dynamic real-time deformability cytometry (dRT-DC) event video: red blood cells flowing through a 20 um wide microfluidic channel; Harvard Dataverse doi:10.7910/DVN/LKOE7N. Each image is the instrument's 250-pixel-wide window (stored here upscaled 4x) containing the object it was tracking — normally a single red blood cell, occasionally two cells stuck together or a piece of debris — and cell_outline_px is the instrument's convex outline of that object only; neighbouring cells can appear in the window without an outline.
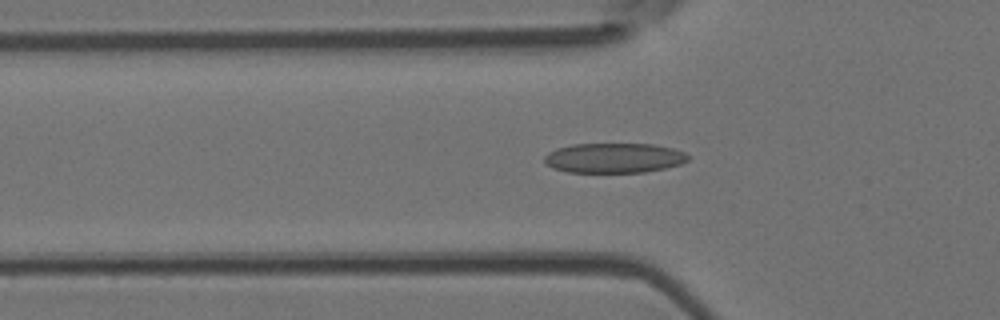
{"species": "Egyptian fruit bat (a non-hibernating species)", "species_latin": "Rousettus aegyptiacus", "temperature_condition": "room temperature", "stored_images_in_passage": 44, "camera_frame_rate_fps": 3000, "um_per_image_px": 0.085, "animal": {"sex": "female"}, "frame": {"image": 1, "passage_image": 15, "time_ms": 4.667, "image_size_px": [1000, 320], "cell_outline_px": [[688, 160], [680, 164], [664, 168], [644, 172], [568, 172], [552, 168], [544, 164], [544, 156], [548, 152], [556, 148], [572, 144], [652, 144], [672, 148], [684, 152], [688, 156]], "centroid_in_image_um": [52.14, 13.42], "position_along_channel_um": 73.7, "area_um2": 25.03}}
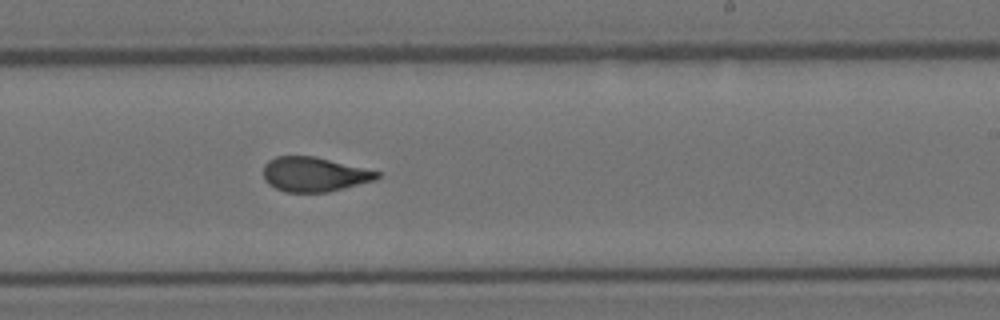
{"frame": {"image": 2, "passage_image": 29, "time_ms": 9.333, "image_size_px": [1000, 320], "cell_outline_px": [[380, 176], [376, 180], [328, 192], [284, 192], [268, 184], [264, 180], [264, 164], [268, 160], [276, 156], [316, 156], [380, 172]], "centroid_in_image_um": [26.69, 14.82], "position_along_channel_um": 262.3, "area_um2": 22.95}}
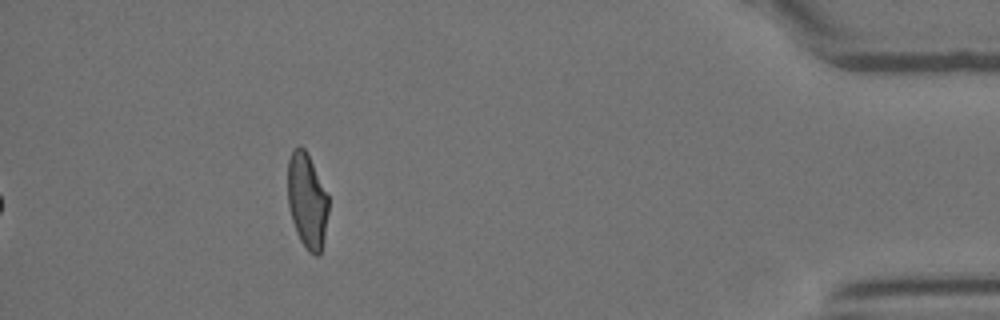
{"frame": {"image": 3, "passage_image": 44, "time_ms": 14.333, "image_size_px": [1000, 320], "cell_outline_px": [[328, 212], [324, 240], [320, 256], [316, 256], [308, 252], [300, 240], [296, 232], [292, 220], [288, 204], [288, 160], [292, 148], [300, 144], [304, 148], [328, 196]], "centroid_in_image_um": [26.09, 17.09], "position_along_channel_um": 409.1, "area_um2": 22.54}, "authors_computed_cell_mechanics": {"area_um2": 24.0159, "velocity_mm_per_s": 4.035, "shape_relaxation_time_tau1_ms": 5.899, "shape_relaxation_time_tau2_ms": 1.0403, "deformation_change_tau1": 0.1904, "deformation_change_tau2": 0.0928}}